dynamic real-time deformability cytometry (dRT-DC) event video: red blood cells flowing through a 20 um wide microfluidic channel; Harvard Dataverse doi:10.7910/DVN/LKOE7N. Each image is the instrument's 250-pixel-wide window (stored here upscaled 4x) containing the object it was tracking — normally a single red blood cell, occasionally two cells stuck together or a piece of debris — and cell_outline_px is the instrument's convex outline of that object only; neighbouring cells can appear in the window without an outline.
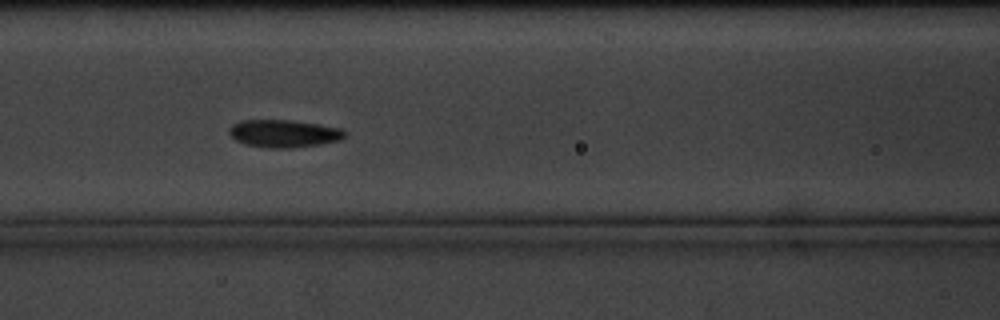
{"species": "common noctule bat (a hibernating species)", "species_latin": "Nyctalus noctula", "temperature_condition": "cold", "stored_images_in_passage": 8, "camera_frame_rate_fps": 3000, "um_per_image_px": 0.085, "animal": {"sex": "male", "body_mass_g": 20.1, "forearm_length_mm": 53.5}, "frame": {"image": 1, "passage_image": 6, "time_ms": 5.667, "image_size_px": [1000, 320], "cell_outline_px": [[344, 136], [340, 140], [320, 144], [292, 148], [268, 148], [244, 144], [236, 140], [228, 132], [228, 128], [232, 124], [240, 120], [288, 120], [316, 124], [340, 128], [344, 132]], "centroid_in_image_um": [24.06, 11.35], "position_along_channel_um": 142.5, "area_um2": 18.5}}